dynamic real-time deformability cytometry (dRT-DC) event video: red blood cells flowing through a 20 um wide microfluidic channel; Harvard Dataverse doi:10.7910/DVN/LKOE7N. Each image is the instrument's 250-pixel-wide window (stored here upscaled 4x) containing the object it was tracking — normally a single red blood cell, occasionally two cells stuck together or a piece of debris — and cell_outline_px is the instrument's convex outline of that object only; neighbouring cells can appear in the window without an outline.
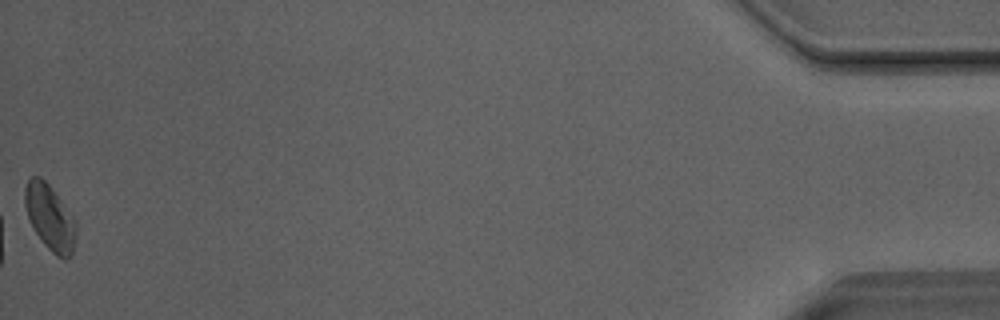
{"species": "Egyptian fruit bat (a non-hibernating species)", "species_latin": "Rousettus aegyptiacus", "temperature_condition": "room temperature", "stored_images_in_passage": 51, "camera_frame_rate_fps": 3000, "um_per_image_px": 0.085, "animal": {"sex": "male"}, "frame": {"image": 1, "passage_image": 51, "time_ms": 16.667, "image_size_px": [1000, 320], "cell_outline_px": [[76, 232], [72, 252], [64, 260], [56, 256], [44, 244], [36, 232], [28, 216], [24, 204], [24, 188], [28, 180], [32, 176], [40, 176], [52, 188], [76, 220]], "centroid_in_image_um": [4.24, 18.46], "position_along_channel_um": 431.0, "area_um2": 19.36}, "authors_computed_cell_mechanics": {"area_um2": 18.9006, "velocity_mm_per_s": 4.0298, "shape_relaxation_time_tau1_ms": 3.732, "shape_relaxation_time_tau2_ms": 2.571, "deformation_change_tau1": 0.0663, "deformation_change_tau2": 0.0699}}